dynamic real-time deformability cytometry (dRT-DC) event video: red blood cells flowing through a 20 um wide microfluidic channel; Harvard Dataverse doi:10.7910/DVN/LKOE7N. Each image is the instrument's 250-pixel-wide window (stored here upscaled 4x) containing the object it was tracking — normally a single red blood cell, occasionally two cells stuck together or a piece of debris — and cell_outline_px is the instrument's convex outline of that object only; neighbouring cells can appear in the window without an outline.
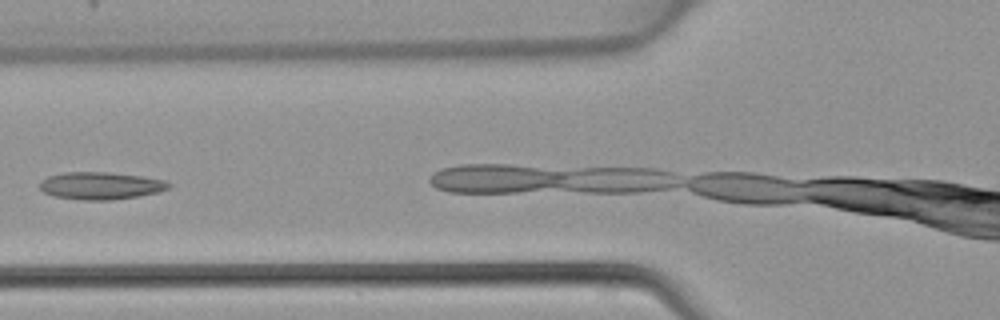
{"species": "common noctule bat (a hibernating species)", "species_latin": "Nyctalus noctula", "temperature_condition": "warm", "stored_images_in_passage": 3, "camera_frame_rate_fps": 3000, "um_per_image_px": 0.085, "animal": {"sex": "female", "body_mass_g": 22.7, "forearm_length_mm": 54.2}, "frame": {"image": 1, "passage_image": 2, "time_ms": 0.333, "image_size_px": [1000, 320], "cell_outline_px": [[172, 184], [168, 188], [160, 192], [140, 196], [112, 200], [84, 200], [56, 196], [44, 192], [40, 188], [40, 180], [48, 176], [64, 172], [108, 172], [140, 176], [168, 180]], "centroid_in_image_um": [8.6, 15.78], "position_along_channel_um": 117.2, "area_um2": 20.69}}